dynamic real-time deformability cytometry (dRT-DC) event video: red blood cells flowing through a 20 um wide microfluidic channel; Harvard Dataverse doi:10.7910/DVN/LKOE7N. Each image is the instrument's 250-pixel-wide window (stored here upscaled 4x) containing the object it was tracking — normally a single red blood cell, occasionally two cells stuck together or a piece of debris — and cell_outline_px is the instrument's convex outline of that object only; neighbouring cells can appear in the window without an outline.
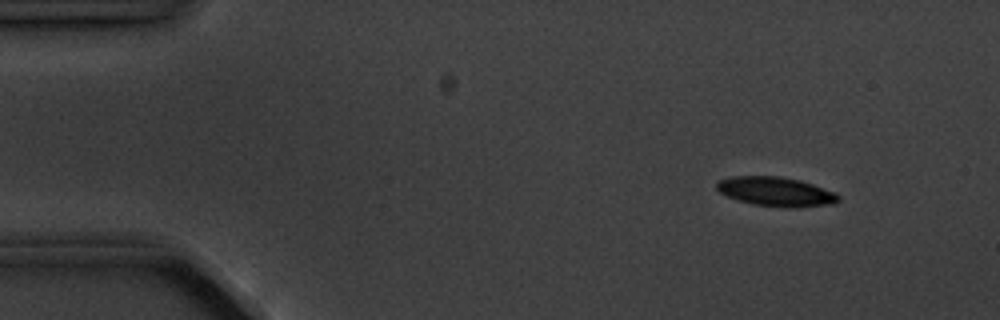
{"species": "common noctule bat (a hibernating species)", "species_latin": "Nyctalus noctula", "temperature_condition": "cold", "stored_images_in_passage": 6, "camera_frame_rate_fps": 3000, "um_per_image_px": 0.085, "animal": {"sex": "male", "body_mass_g": 20.1, "forearm_length_mm": 53.5}, "frame": {"image": 1, "passage_image": 2, "time_ms": 1.0, "image_size_px": [1000, 320], "cell_outline_px": [[840, 200], [836, 204], [796, 208], [788, 208], [752, 204], [736, 200], [720, 192], [716, 188], [716, 184], [720, 180], [732, 176], [780, 176], [800, 180], [836, 192], [840, 196]], "centroid_in_image_um": [66.0, 16.3], "position_along_channel_um": 19.0, "area_um2": 21.04}}
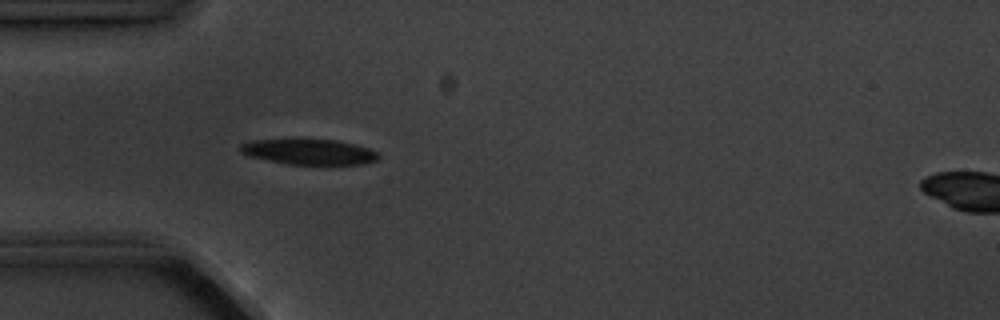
{"frame": {"image": 2, "passage_image": 5, "time_ms": 4.333, "image_size_px": [1000, 320], "cell_outline_px": [[380, 160], [364, 164], [328, 168], [288, 164], [268, 160], [252, 156], [240, 152], [240, 144], [252, 140], [292, 136], [300, 136], [336, 140], [368, 148], [376, 152], [380, 156]], "centroid_in_image_um": [26.31, 12.9], "position_along_channel_um": 58.7, "area_um2": 22.54}}